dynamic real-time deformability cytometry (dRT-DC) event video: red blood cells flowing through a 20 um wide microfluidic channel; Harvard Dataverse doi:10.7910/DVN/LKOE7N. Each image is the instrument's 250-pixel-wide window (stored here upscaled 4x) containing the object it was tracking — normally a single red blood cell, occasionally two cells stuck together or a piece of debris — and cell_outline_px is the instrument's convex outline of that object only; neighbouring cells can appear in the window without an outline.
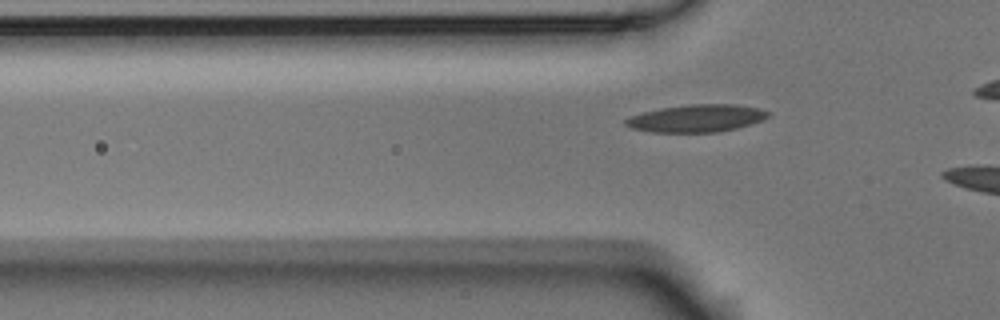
{"species": "Egyptian fruit bat (a non-hibernating species)", "species_latin": "Rousettus aegyptiacus", "temperature_condition": "room temperature", "stored_images_in_passage": 4, "segment_of_instrument_passage": [2, 2], "camera_frame_rate_fps": 3000, "um_per_image_px": 0.085, "animal": {"sex": "male"}, "frame": {"image": 1, "passage_image": 4, "time_ms": 1.0, "image_size_px": [1000, 320], "cell_outline_px": [[772, 116], [764, 120], [736, 128], [716, 132], [648, 132], [632, 128], [624, 124], [624, 120], [628, 116], [660, 108], [688, 104], [732, 104], [760, 108], [772, 112]], "centroid_in_image_um": [59.23, 10.05], "position_along_channel_um": 66.6, "area_um2": 23.06}}